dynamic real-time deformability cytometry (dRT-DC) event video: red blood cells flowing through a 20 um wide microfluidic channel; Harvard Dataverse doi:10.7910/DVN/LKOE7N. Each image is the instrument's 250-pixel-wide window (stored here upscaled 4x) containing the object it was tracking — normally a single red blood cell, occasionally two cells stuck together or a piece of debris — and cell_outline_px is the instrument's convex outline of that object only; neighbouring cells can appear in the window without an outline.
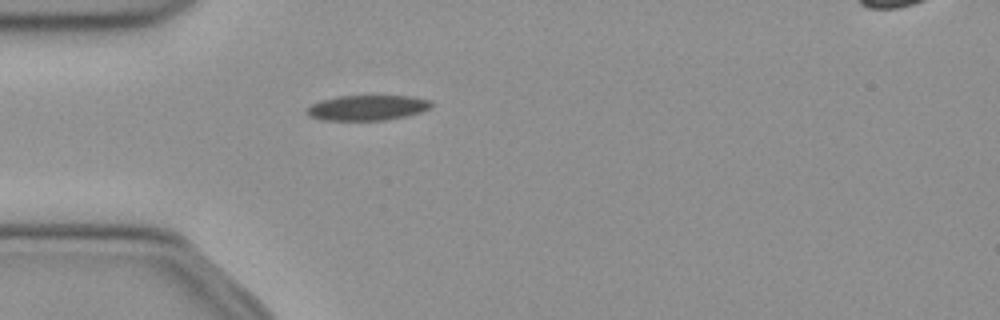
{"species": "common noctule bat (a hibernating species)", "species_latin": "Nyctalus noctula", "temperature_condition": "cold", "stored_images_in_passage": 35, "camera_frame_rate_fps": 3000, "um_per_image_px": 0.085, "animal": {"sex": "female", "body_mass_g": 21.9}, "frame": {"image": 1, "passage_image": 1, "time_ms": 0.0, "image_size_px": [1000, 320], "cell_outline_px": [[432, 104], [428, 108], [420, 112], [404, 116], [384, 120], [324, 120], [308, 116], [304, 112], [304, 108], [312, 104], [324, 100], [340, 96], [412, 96], [432, 100]], "centroid_in_image_um": [31.19, 9.16], "position_along_channel_um": 53.8, "area_um2": 18.21}}
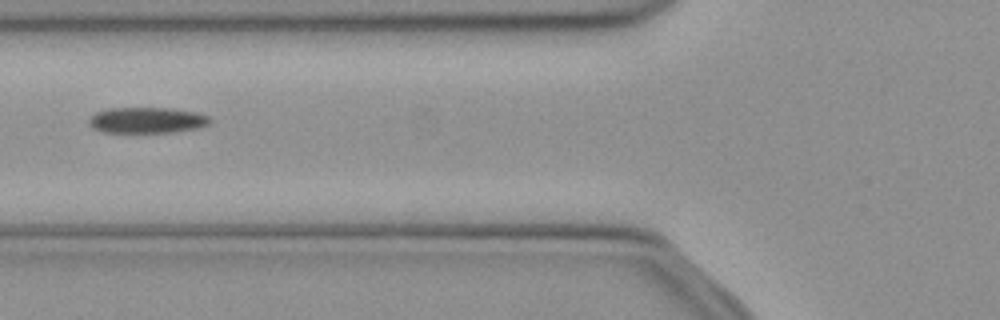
{"frame": {"image": 2, "passage_image": 6, "time_ms": 1.667, "image_size_px": [1000, 320], "cell_outline_px": [[212, 120], [208, 124], [200, 128], [172, 132], [104, 132], [92, 128], [88, 124], [88, 120], [96, 112], [108, 108], [168, 108], [196, 112], [208, 116]], "centroid_in_image_um": [12.49, 10.22], "position_along_channel_um": 113.3, "area_um2": 18.26}, "authors_computed_cell_mechanics": {"area_um2": 18.207, "velocity_mm_per_s": 3.9607, "shape_relaxation_time_tau1_ms": 11.1678, "shape_relaxation_time_tau2_ms": null, "deformation_change_tau1": 0.2128, "deformation_change_tau2": null}}